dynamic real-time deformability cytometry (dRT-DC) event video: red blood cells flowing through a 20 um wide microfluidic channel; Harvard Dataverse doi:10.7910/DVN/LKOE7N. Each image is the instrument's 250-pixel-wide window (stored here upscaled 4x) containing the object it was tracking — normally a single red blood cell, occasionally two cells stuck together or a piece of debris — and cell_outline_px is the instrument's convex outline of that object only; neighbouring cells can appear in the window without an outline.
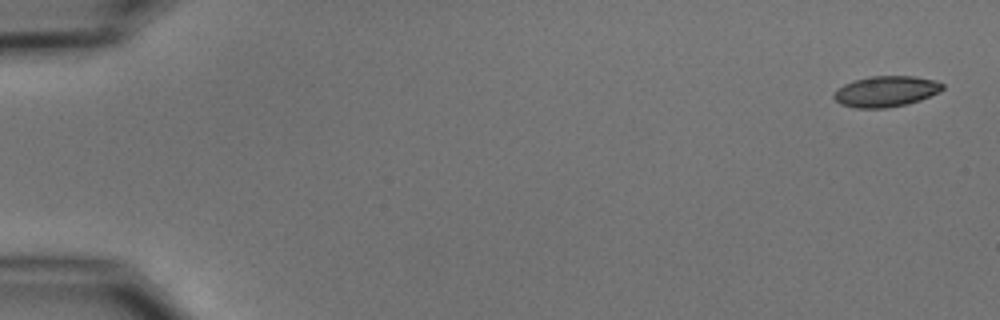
{"species": "common noctule bat (a hibernating species)", "species_latin": "Nyctalus noctula", "temperature_condition": "cold", "stored_images_in_passage": 5, "camera_frame_rate_fps": 3000, "um_per_image_px": 0.085, "animal": {"sex": "male", "body_mass_g": 15.6}, "frame": {"image": 1, "passage_image": 1, "time_ms": 0.0, "image_size_px": [1000, 320], "cell_outline_px": [[944, 88], [940, 92], [920, 100], [904, 104], [884, 108], [856, 108], [840, 104], [832, 96], [844, 84], [852, 80], [872, 76], [912, 76], [936, 80], [944, 84]], "centroid_in_image_um": [75.32, 7.76], "position_along_channel_um": 9.7, "area_um2": 19.42}}
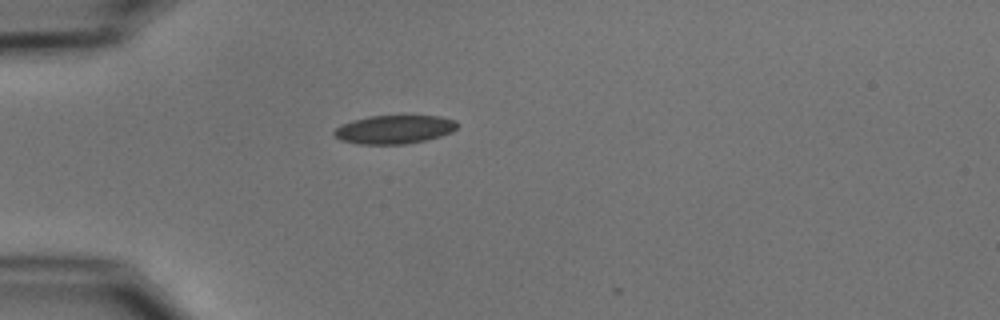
{"frame": {"image": 2, "passage_image": 4, "time_ms": 4.667, "image_size_px": [1000, 320], "cell_outline_px": [[460, 124], [452, 132], [440, 136], [424, 140], [404, 144], [356, 144], [340, 140], [332, 132], [336, 128], [352, 120], [368, 116], [440, 116], [456, 120]], "centroid_in_image_um": [33.53, 11.0], "position_along_channel_um": 51.5, "area_um2": 20.46}}